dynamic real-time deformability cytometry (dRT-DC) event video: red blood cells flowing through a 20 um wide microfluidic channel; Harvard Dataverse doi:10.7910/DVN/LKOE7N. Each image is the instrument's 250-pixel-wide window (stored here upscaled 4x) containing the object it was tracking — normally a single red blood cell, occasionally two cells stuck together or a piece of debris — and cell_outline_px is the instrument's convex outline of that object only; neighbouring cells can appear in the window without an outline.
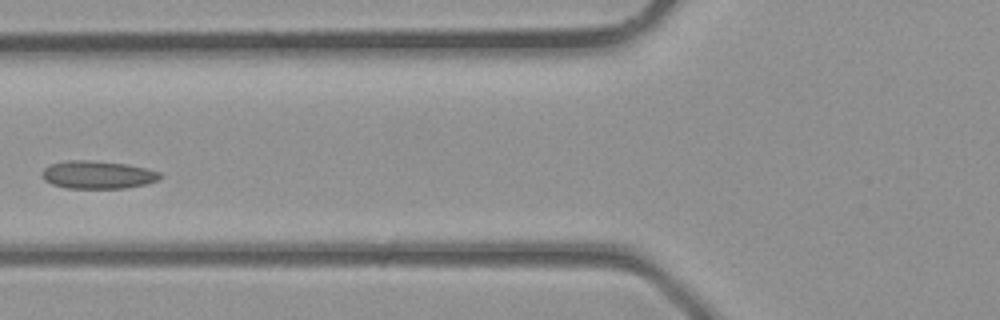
{"species": "common noctule bat (a hibernating species)", "species_latin": "Nyctalus noctula", "temperature_condition": "room temperature", "stored_images_in_passage": 4, "camera_frame_rate_fps": 3000, "um_per_image_px": 0.085, "animal": {"sex": "male", "body_mass_g": 23.1, "forearm_length_mm": 52.7}, "frame": {"image": 1, "passage_image": 4, "time_ms": 1.0, "image_size_px": [1000, 320], "cell_outline_px": [[160, 176], [156, 180], [148, 184], [124, 188], [64, 188], [52, 184], [44, 180], [40, 176], [40, 172], [44, 168], [52, 164], [68, 160], [92, 160], [128, 164], [160, 172]], "centroid_in_image_um": [8.25, 14.85], "position_along_channel_um": 117.5, "area_um2": 19.25}}